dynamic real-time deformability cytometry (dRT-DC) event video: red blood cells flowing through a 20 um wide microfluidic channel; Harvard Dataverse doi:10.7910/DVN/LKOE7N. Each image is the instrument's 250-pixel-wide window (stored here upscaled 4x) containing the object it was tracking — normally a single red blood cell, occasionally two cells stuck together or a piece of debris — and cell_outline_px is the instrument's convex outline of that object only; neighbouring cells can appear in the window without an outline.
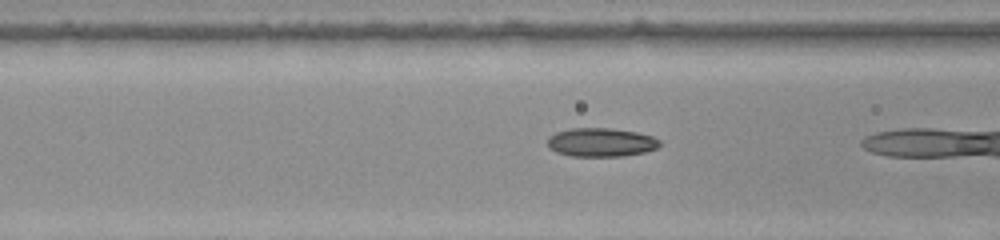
{"species": "common noctule bat (a hibernating species)", "species_latin": "Nyctalus noctula", "temperature_condition": "warm", "stored_images_in_passage": 35, "camera_frame_rate_fps": 3000, "um_per_image_px": 0.085, "animal": {"sex": "female", "body_mass_g": 22.0, "forearm_length_mm": 56.7}, "frame": {"image": 1, "passage_image": 15, "time_ms": 4.667, "image_size_px": [1000, 240], "cell_outline_px": [[660, 144], [656, 148], [644, 152], [624, 156], [568, 156], [556, 152], [548, 148], [548, 136], [556, 132], [572, 128], [608, 128], [636, 132], [652, 136], [660, 140]], "centroid_in_image_um": [51.05, 12.1], "position_along_channel_um": 115.5, "area_um2": 18.79}}
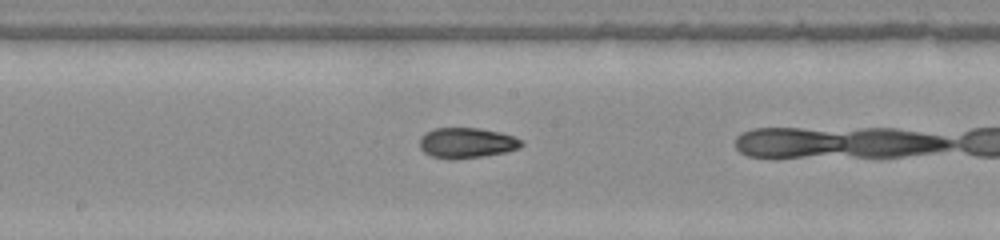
{"frame": {"image": 2, "passage_image": 22, "time_ms": 7.0, "image_size_px": [1000, 240], "cell_outline_px": [[524, 144], [520, 148], [504, 152], [484, 156], [452, 160], [448, 160], [432, 156], [424, 152], [420, 148], [420, 136], [432, 128], [480, 128], [500, 132], [524, 140]], "centroid_in_image_um": [39.67, 12.15], "position_along_channel_um": 208.5, "area_um2": 18.26}}
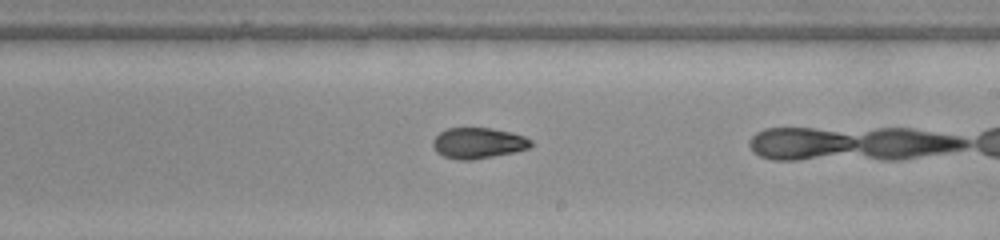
{"frame": {"image": 3, "passage_image": 25, "time_ms": 8.0, "image_size_px": [1000, 240], "cell_outline_px": [[532, 144], [528, 148], [516, 152], [472, 160], [456, 160], [444, 156], [436, 152], [432, 144], [432, 140], [440, 132], [448, 128], [492, 128], [512, 132], [524, 136], [532, 140]], "centroid_in_image_um": [40.64, 12.16], "position_along_channel_um": 248.4, "area_um2": 17.74}}